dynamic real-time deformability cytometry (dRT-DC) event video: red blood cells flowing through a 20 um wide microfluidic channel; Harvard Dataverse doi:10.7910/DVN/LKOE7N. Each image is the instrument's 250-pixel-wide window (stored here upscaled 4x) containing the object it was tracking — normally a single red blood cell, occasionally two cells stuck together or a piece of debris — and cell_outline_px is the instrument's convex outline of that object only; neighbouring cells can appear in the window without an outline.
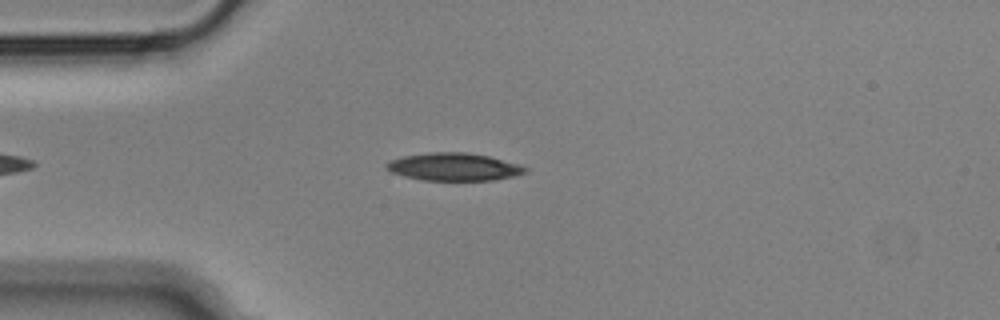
{"species": "Egyptian fruit bat (a non-hibernating species)", "species_latin": "Rousettus aegyptiacus", "temperature_condition": "cold", "stored_images_in_passage": 12, "camera_frame_rate_fps": 3000, "um_per_image_px": 0.085, "animal": {"sex": "male"}, "frame": {"image": 1, "passage_image": 9, "time_ms": 2.667, "image_size_px": [1000, 320], "cell_outline_px": [[528, 172], [516, 176], [492, 180], [420, 180], [404, 176], [392, 172], [384, 168], [384, 164], [388, 160], [400, 156], [428, 152], [468, 152], [488, 156], [516, 164], [528, 168]], "centroid_in_image_um": [38.51, 14.18], "position_along_channel_um": 46.5, "area_um2": 22.6}}